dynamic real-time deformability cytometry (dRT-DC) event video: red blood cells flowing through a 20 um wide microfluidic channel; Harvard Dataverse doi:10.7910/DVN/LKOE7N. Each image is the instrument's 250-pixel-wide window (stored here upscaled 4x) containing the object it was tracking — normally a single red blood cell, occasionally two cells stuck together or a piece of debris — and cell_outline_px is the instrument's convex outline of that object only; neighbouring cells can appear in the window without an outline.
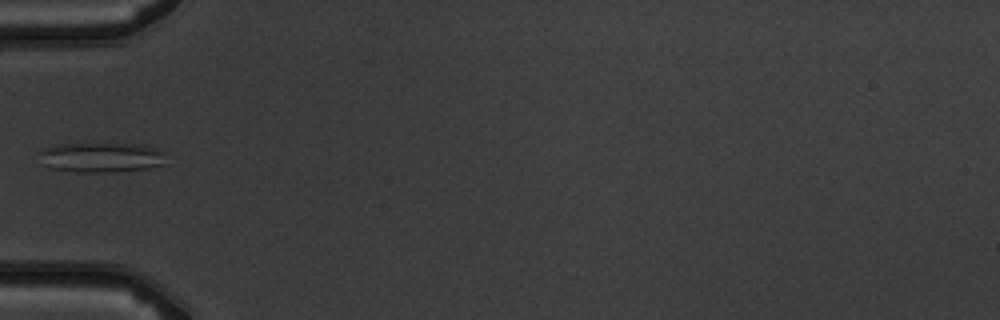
{"species": "common noctule bat (a hibernating species)", "species_latin": "Nyctalus noctula", "temperature_condition": "warm", "stored_images_in_passage": 6, "camera_frame_rate_fps": 3000, "um_per_image_px": 0.085, "animal": {"sex": "male", "body_mass_g": 19.5, "forearm_length_mm": 54.6}, "frame": {"image": 1, "passage_image": 5, "time_ms": 4.667, "image_size_px": [1000, 320], "cell_outline_px": [[164, 164], [148, 168], [116, 172], [76, 172], [48, 168], [44, 164], [40, 152], [40, 148], [60, 144], [96, 140], [132, 144], [148, 148], [160, 152]], "centroid_in_image_um": [8.47, 13.34], "position_along_channel_um": 76.5, "area_um2": 22.54}}